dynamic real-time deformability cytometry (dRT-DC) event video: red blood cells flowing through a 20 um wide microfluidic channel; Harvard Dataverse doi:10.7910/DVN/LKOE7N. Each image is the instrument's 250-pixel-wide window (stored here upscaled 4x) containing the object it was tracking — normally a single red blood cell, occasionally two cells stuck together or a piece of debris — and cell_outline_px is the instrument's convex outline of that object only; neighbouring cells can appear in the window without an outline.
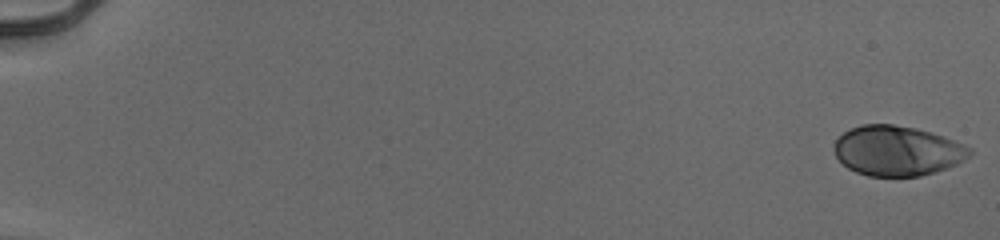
{"species": "human", "species_latin": "Homo sapiens", "temperature_condition": "cold", "stored_images_in_passage": 54, "camera_frame_rate_fps": 3000, "um_per_image_px": 0.085, "donor": {"sex": "male"}, "frame": {"image": 1, "passage_image": 1, "time_ms": 0.0, "image_size_px": [1000, 240], "cell_outline_px": [[972, 152], [964, 160], [948, 168], [920, 176], [868, 176], [856, 172], [848, 168], [836, 156], [832, 148], [832, 144], [844, 132], [860, 124], [892, 124], [916, 128], [952, 140], [972, 148]], "centroid_in_image_um": [76.23, 12.82], "position_along_channel_um": 8.8, "area_um2": 39.3}}
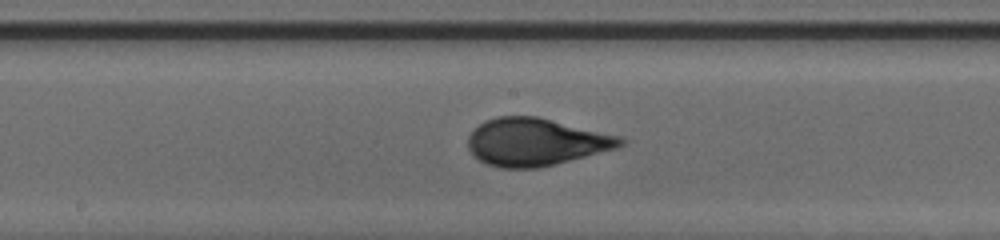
{"frame": {"image": 2, "passage_image": 31, "time_ms": 10.0, "image_size_px": [1000, 240], "cell_outline_px": [[628, 140], [620, 148], [536, 168], [500, 168], [488, 164], [480, 160], [468, 148], [468, 136], [484, 120], [496, 116], [536, 116], [624, 136]], "centroid_in_image_um": [45.61, 12.05], "position_along_channel_um": 202.6, "area_um2": 42.37}}
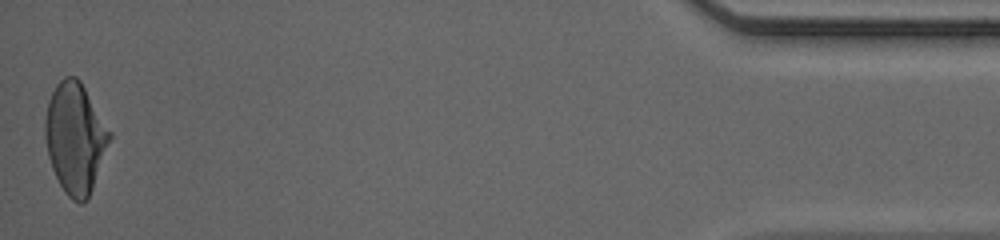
{"frame": {"image": 3, "passage_image": 54, "time_ms": 17.667, "image_size_px": [1000, 240], "cell_outline_px": [[112, 136], [88, 200], [80, 204], [72, 200], [64, 192], [52, 168], [48, 156], [44, 132], [44, 120], [48, 100], [56, 84], [64, 76], [76, 76], [80, 80], [112, 132]], "centroid_in_image_um": [6.39, 11.72], "position_along_channel_um": 428.8, "area_um2": 41.79}, "authors_computed_cell_mechanics": {"area_um2": 40.6623, "velocity_mm_per_s": 3.9722, "shape_relaxation_time_tau1_ms": 4.1429, "shape_relaxation_time_tau2_ms": null, "deformation_change_tau1": 0.185, "deformation_change_tau2": null}}